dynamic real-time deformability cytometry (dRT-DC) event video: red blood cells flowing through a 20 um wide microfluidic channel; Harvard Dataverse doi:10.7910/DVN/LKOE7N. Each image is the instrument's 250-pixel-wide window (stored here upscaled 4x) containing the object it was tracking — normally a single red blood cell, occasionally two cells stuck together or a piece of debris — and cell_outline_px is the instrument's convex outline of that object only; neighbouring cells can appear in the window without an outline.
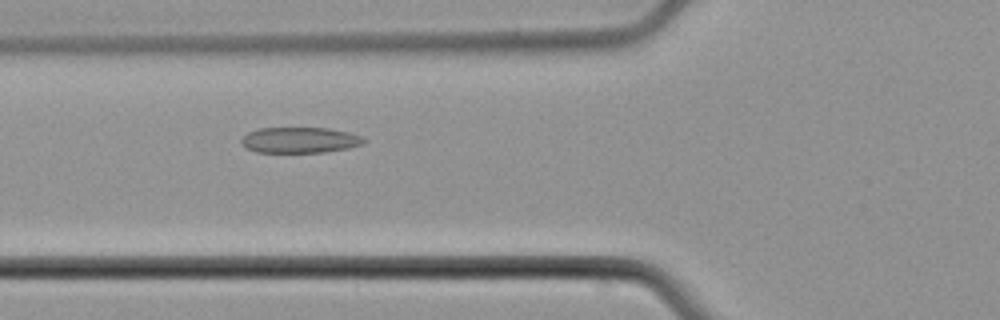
{"species": "common noctule bat (a hibernating species)", "species_latin": "Nyctalus noctula", "temperature_condition": "cold", "stored_images_in_passage": 34, "camera_frame_rate_fps": 3000, "um_per_image_px": 0.085, "animal": {"sex": "male", "body_mass_g": 21.5, "forearm_length_mm": 52.0}, "frame": {"image": 1, "passage_image": 3, "time_ms": 0.667, "image_size_px": [1000, 320], "cell_outline_px": [[368, 140], [364, 144], [348, 148], [324, 152], [256, 152], [248, 148], [240, 140], [248, 132], [260, 128], [328, 128], [348, 132], [360, 136]], "centroid_in_image_um": [25.52, 11.9], "position_along_channel_um": 100.3, "area_um2": 18.26}}
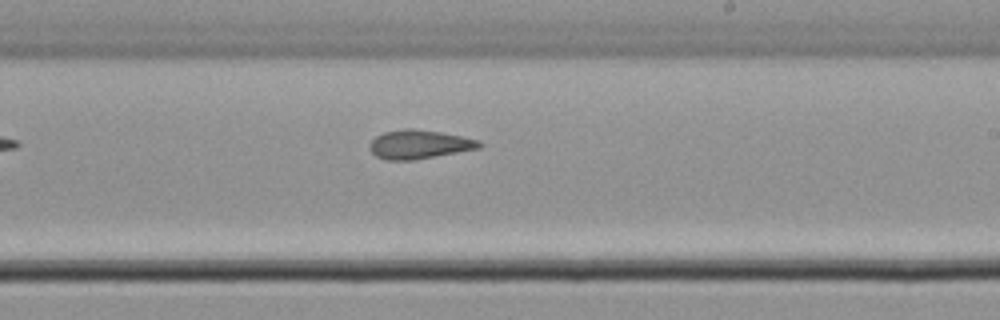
{"frame": {"image": 2, "passage_image": 14, "time_ms": 4.333, "image_size_px": [1000, 320], "cell_outline_px": [[484, 144], [480, 148], [412, 160], [388, 160], [376, 156], [368, 148], [368, 144], [376, 136], [384, 132], [404, 128], [412, 128], [440, 132], [480, 140]], "centroid_in_image_um": [35.62, 12.26], "position_along_channel_um": 253.4, "area_um2": 18.38}}
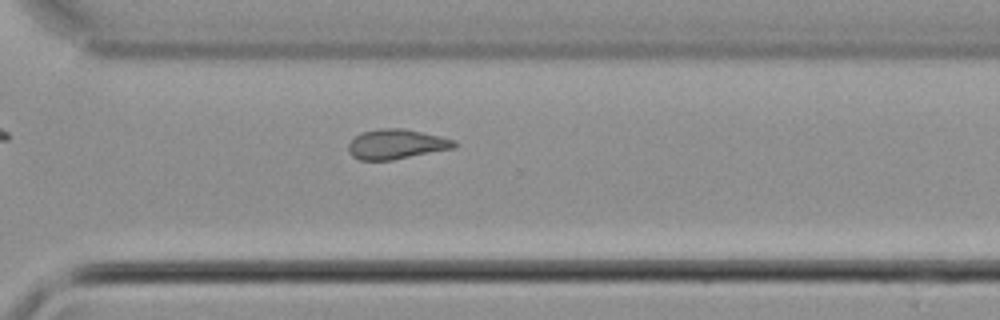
{"frame": {"image": 3, "passage_image": 20, "time_ms": 6.333, "image_size_px": [1000, 320], "cell_outline_px": [[460, 144], [456, 148], [392, 160], [360, 160], [352, 156], [348, 152], [348, 144], [360, 132], [380, 128], [404, 128], [440, 136], [456, 140]], "centroid_in_image_um": [33.73, 12.25], "position_along_channel_um": 336.9, "area_um2": 18.67}}